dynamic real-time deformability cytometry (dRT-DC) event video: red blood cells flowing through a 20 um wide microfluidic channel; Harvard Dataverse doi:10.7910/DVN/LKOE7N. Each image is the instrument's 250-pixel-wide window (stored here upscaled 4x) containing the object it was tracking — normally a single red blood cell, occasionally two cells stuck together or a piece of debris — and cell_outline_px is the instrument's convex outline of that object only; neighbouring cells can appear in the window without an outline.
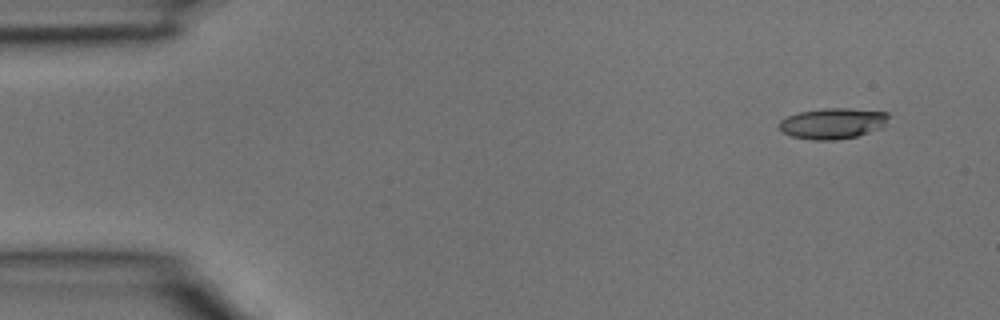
{"species": "common noctule bat (a hibernating species)", "species_latin": "Nyctalus noctula", "temperature_condition": "room temperature", "stored_images_in_passage": 3, "camera_frame_rate_fps": 3000, "um_per_image_px": 0.085, "animal": {"sex": "male", "body_mass_g": 15.6}, "frame": {"image": 1, "passage_image": 1, "time_ms": 0.0, "image_size_px": [1000, 320], "cell_outline_px": [[888, 116], [884, 124], [880, 128], [856, 136], [836, 140], [816, 140], [792, 136], [784, 132], [780, 128], [780, 120], [788, 116], [800, 112], [824, 108], [848, 108], [888, 112]], "centroid_in_image_um": [70.78, 10.48], "position_along_channel_um": 14.2, "area_um2": 19.31}}